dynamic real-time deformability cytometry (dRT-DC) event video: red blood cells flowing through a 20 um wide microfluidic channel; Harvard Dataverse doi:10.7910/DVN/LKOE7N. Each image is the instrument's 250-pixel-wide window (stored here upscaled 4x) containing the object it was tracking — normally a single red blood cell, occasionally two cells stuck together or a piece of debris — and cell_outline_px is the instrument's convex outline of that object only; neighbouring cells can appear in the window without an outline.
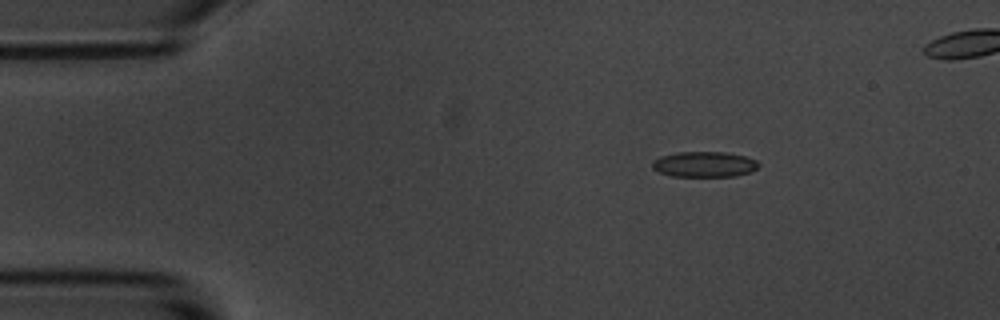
{"species": "common noctule bat (a hibernating species)", "species_latin": "Nyctalus noctula", "temperature_condition": "room temperature", "stored_images_in_passage": 5, "camera_frame_rate_fps": 3000, "um_per_image_px": 0.085, "animal": {"sex": "male", "body_mass_g": 20.1, "forearm_length_mm": 53.5}, "frame": {"image": 1, "passage_image": 2, "time_ms": 0.333, "image_size_px": [1000, 320], "cell_outline_px": [[760, 164], [752, 172], [736, 176], [672, 176], [660, 172], [652, 168], [652, 160], [660, 156], [676, 152], [724, 152], [744, 156], [756, 160]], "centroid_in_image_um": [59.86, 13.96], "position_along_channel_um": 25.1, "area_um2": 15.84}}